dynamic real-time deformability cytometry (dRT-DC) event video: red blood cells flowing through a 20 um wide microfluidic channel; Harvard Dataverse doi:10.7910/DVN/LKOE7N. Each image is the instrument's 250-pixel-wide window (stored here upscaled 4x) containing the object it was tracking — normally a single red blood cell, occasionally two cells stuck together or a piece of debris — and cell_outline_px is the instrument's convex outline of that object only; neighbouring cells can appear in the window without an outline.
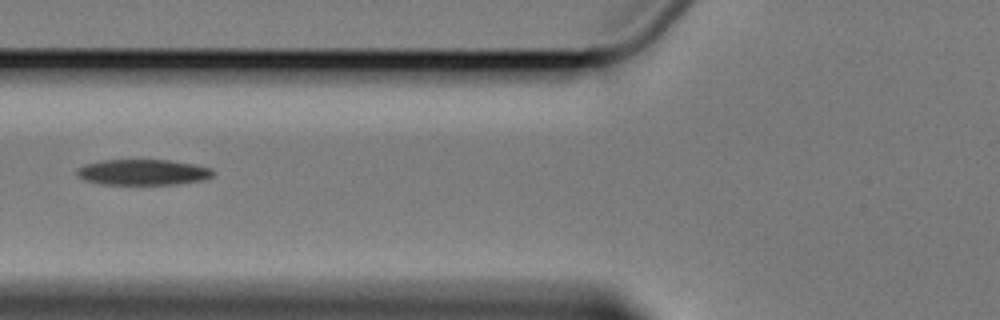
{"species": "Egyptian fruit bat (a non-hibernating species)", "species_latin": "Rousettus aegyptiacus", "temperature_condition": "cold", "stored_images_in_passage": 6, "camera_frame_rate_fps": 3000, "um_per_image_px": 0.085, "animal": {"sex": "female"}, "frame": {"image": 1, "passage_image": 6, "time_ms": 6.0, "image_size_px": [1000, 320], "cell_outline_px": [[212, 176], [204, 180], [176, 184], [100, 184], [84, 180], [76, 176], [76, 168], [84, 164], [100, 160], [168, 160], [192, 164], [212, 168]], "centroid_in_image_um": [12.08, 14.64], "position_along_channel_um": 113.7, "area_um2": 20.46}}